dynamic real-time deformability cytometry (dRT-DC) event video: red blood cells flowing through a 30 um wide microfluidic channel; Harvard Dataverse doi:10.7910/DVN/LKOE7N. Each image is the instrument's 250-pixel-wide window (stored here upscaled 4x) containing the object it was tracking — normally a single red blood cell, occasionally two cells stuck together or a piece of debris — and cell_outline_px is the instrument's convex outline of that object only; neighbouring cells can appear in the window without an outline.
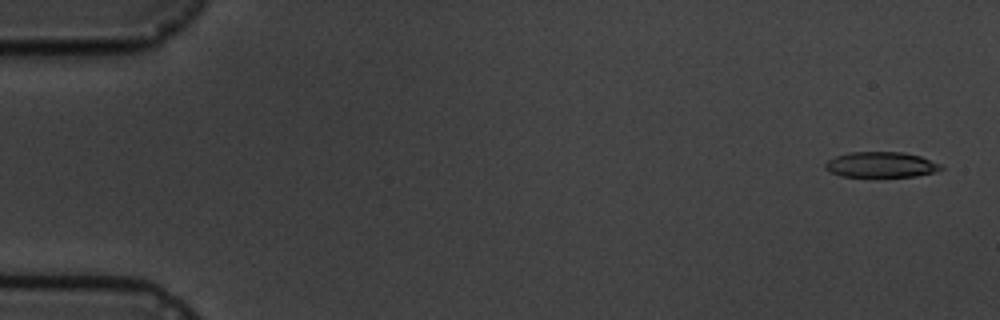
{"species": "common noctule bat (a hibernating species)", "species_latin": "Nyctalus noctula", "temperature_condition": "cold", "stored_images_in_passage": 5, "camera_frame_rate_fps": 3000, "um_per_image_px": 0.085, "animal": {"sex": "male", "body_mass_g": 19.5, "forearm_length_mm": 54.6}, "frame": {"image": 1, "passage_image": 1, "time_ms": 0.0, "image_size_px": [1000, 320], "cell_outline_px": [[944, 168], [932, 172], [916, 176], [872, 180], [840, 176], [824, 168], [824, 164], [828, 160], [836, 156], [852, 152], [900, 152], [920, 156], [940, 164]], "centroid_in_image_um": [74.84, 14.06], "position_along_channel_um": 10.2, "area_um2": 17.98}}
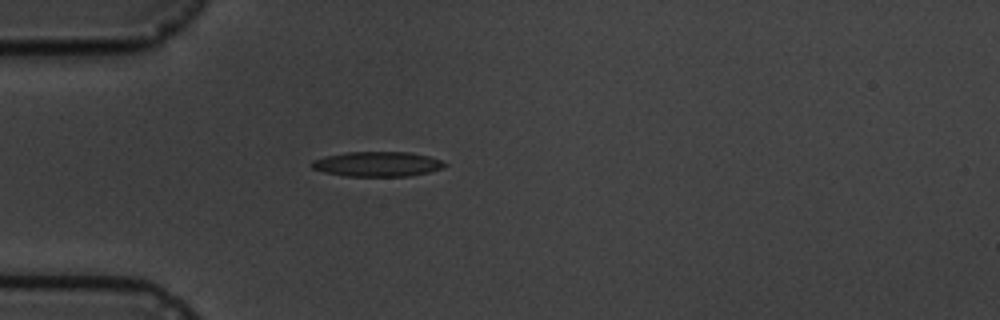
{"frame": {"image": 2, "passage_image": 5, "time_ms": 4.667, "image_size_px": [1000, 320], "cell_outline_px": [[448, 164], [444, 168], [428, 172], [408, 176], [344, 176], [324, 172], [312, 168], [312, 160], [324, 156], [344, 152], [412, 152], [428, 156], [440, 160]], "centroid_in_image_um": [32.07, 13.94], "position_along_channel_um": 52.9, "area_um2": 19.36}}